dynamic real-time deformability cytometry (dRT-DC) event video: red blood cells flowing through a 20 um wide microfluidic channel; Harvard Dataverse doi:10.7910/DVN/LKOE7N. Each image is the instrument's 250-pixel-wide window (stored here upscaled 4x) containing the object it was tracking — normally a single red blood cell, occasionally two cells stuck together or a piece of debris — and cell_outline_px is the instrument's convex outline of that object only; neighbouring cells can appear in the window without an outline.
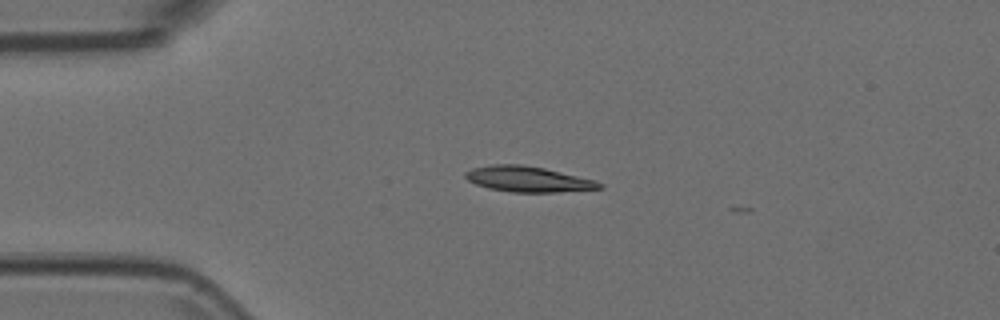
{"species": "Egyptian fruit bat (a non-hibernating species)", "species_latin": "Rousettus aegyptiacus", "temperature_condition": "room temperature", "stored_images_in_passage": 34, "camera_frame_rate_fps": 3000, "um_per_image_px": 0.085, "animal": {"sex": "female"}, "frame": {"image": 1, "passage_image": 1, "time_ms": 0.0, "image_size_px": [1000, 320], "cell_outline_px": [[604, 188], [556, 192], [512, 192], [488, 188], [476, 184], [468, 180], [464, 176], [464, 172], [472, 168], [492, 164], [520, 164], [544, 168], [596, 180], [604, 184]], "centroid_in_image_um": [44.89, 15.22], "position_along_channel_um": 40.1, "area_um2": 20.0}}
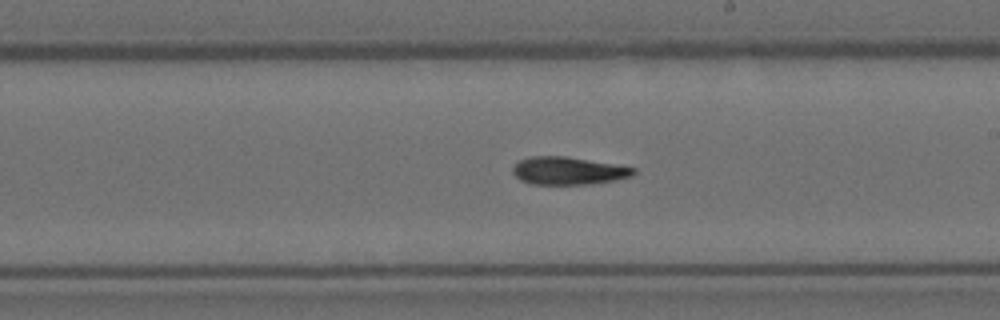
{"frame": {"image": 2, "passage_image": 19, "time_ms": 6.0, "image_size_px": [1000, 320], "cell_outline_px": [[636, 172], [632, 176], [616, 180], [592, 184], [532, 184], [520, 180], [512, 172], [512, 168], [520, 160], [532, 156], [564, 156], [636, 168]], "centroid_in_image_um": [48.3, 14.52], "position_along_channel_um": 240.7, "area_um2": 19.36}}
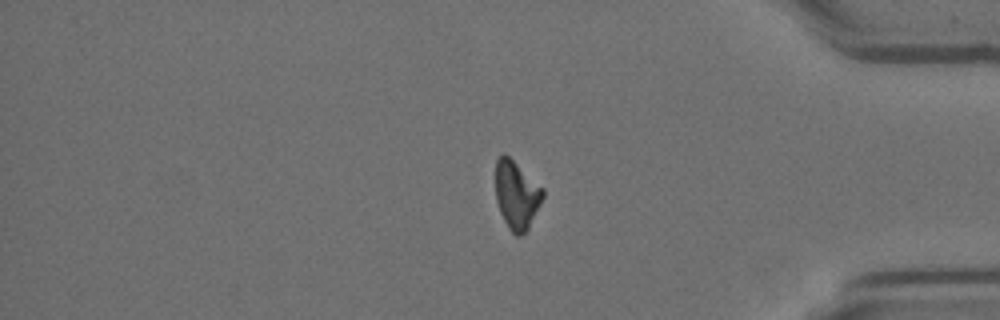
{"frame": {"image": 3, "passage_image": 33, "time_ms": 10.667, "image_size_px": [1000, 320], "cell_outline_px": [[544, 196], [528, 228], [520, 236], [516, 236], [508, 228], [500, 212], [496, 200], [496, 160], [504, 152], [544, 188]], "centroid_in_image_um": [43.91, 16.56], "position_along_channel_um": 391.3, "area_um2": 18.67}}